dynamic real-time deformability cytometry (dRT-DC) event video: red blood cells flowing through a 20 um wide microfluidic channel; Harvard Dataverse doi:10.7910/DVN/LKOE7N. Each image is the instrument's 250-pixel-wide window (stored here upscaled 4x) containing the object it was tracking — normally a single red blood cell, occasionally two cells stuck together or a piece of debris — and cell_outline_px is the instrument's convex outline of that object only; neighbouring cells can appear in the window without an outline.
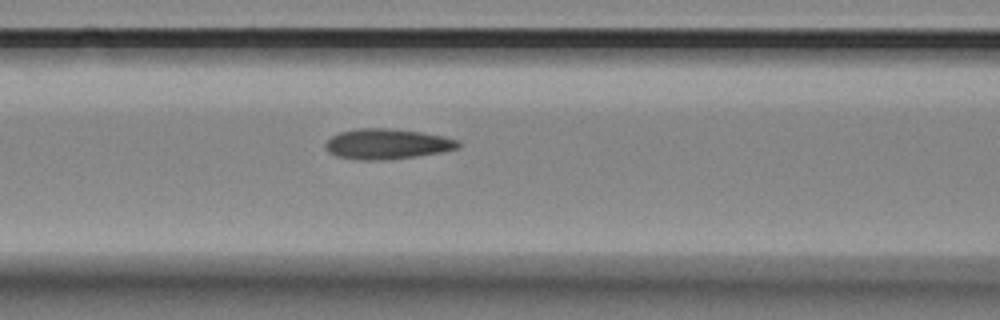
{"species": "Egyptian fruit bat (a non-hibernating species)", "species_latin": "Rousettus aegyptiacus", "temperature_condition": "room temperature", "stored_images_in_passage": 5, "camera_frame_rate_fps": 3000, "um_per_image_px": 0.085, "animal": {"sex": "female"}, "frame": {"image": 1, "passage_image": 5, "time_ms": 1.333, "image_size_px": [1000, 320], "cell_outline_px": [[460, 148], [440, 152], [416, 156], [388, 160], [356, 160], [336, 156], [328, 152], [324, 144], [332, 136], [340, 132], [356, 128], [392, 128], [420, 132], [444, 136], [460, 140]], "centroid_in_image_um": [32.9, 12.24], "position_along_channel_um": 133.7, "area_um2": 23.7}}